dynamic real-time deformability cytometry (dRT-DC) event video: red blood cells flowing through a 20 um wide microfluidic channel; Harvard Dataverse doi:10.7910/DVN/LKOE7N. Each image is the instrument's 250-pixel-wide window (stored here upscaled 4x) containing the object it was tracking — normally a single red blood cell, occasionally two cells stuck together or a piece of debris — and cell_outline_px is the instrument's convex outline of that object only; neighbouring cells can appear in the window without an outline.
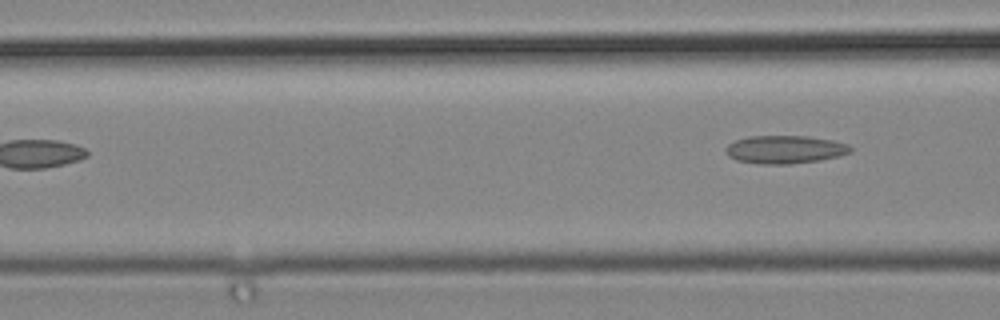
{"species": "common noctule bat (a hibernating species)", "species_latin": "Nyctalus noctula", "temperature_condition": "cold", "stored_images_in_passage": 3, "camera_frame_rate_fps": 3000, "um_per_image_px": 0.085, "animal": {"sex": "male", "body_mass_g": 19.2, "forearm_length_mm": 51.8}, "frame": {"image": 1, "passage_image": 3, "time_ms": 0.667, "image_size_px": [1000, 320], "cell_outline_px": [[852, 152], [820, 160], [788, 164], [760, 164], [736, 160], [728, 156], [724, 152], [724, 148], [728, 144], [736, 140], [748, 136], [808, 136], [832, 140], [848, 144], [852, 148]], "centroid_in_image_um": [66.68, 12.7], "position_along_channel_um": 99.9, "area_um2": 20.46}}